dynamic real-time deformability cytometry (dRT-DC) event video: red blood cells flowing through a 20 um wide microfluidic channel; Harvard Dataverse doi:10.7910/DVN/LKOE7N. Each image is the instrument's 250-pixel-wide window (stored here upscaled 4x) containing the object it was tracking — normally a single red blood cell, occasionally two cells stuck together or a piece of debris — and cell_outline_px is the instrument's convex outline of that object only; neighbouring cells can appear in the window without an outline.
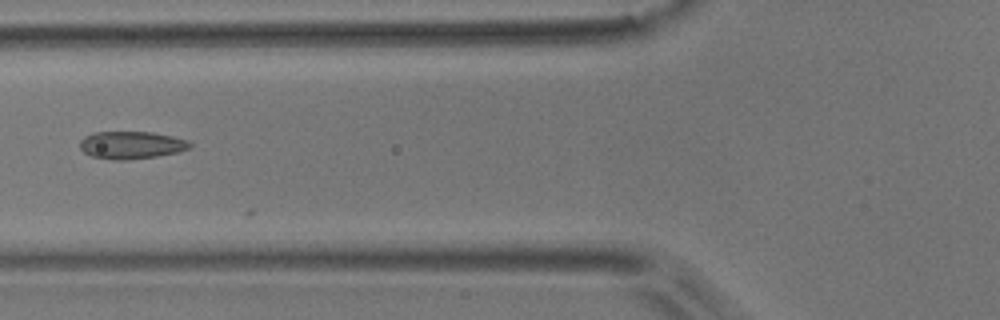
{"species": "common noctule bat (a hibernating species)", "species_latin": "Nyctalus noctula", "temperature_condition": "room temperature", "stored_images_in_passage": 6, "camera_frame_rate_fps": 3000, "um_per_image_px": 0.085, "animal": {"sex": "male", "body_mass_g": 17.9}, "frame": {"image": 1, "passage_image": 6, "time_ms": 1.667, "image_size_px": [1000, 320], "cell_outline_px": [[192, 144], [188, 148], [180, 152], [156, 156], [128, 160], [112, 160], [92, 156], [84, 152], [80, 148], [80, 140], [84, 136], [92, 132], [152, 132], [172, 136], [188, 140]], "centroid_in_image_um": [11.15, 12.33], "position_along_channel_um": 114.7, "area_um2": 17.74}}